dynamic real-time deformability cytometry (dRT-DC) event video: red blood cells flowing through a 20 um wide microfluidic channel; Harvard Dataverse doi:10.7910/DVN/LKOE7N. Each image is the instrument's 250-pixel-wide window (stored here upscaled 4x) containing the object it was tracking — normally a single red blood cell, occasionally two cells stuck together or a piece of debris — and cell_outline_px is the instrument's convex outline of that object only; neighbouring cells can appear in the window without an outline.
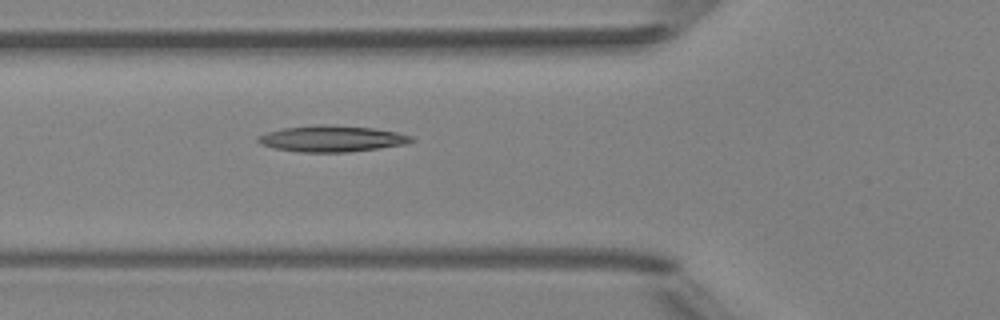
{"species": "Egyptian fruit bat (a non-hibernating species)", "species_latin": "Rousettus aegyptiacus", "temperature_condition": "room temperature", "stored_images_in_passage": 2, "camera_frame_rate_fps": 3000, "um_per_image_px": 0.085, "animal": {"sex": "female"}, "frame": {"image": 1, "passage_image": 2, "time_ms": 1.0, "image_size_px": [1000, 320], "cell_outline_px": [[412, 140], [404, 144], [380, 148], [348, 152], [296, 152], [276, 148], [260, 144], [256, 140], [256, 136], [268, 132], [284, 128], [316, 124], [320, 124], [372, 128], [396, 132], [412, 136]], "centroid_in_image_um": [28.15, 11.79], "position_along_channel_um": 97.7, "area_um2": 23.24}}